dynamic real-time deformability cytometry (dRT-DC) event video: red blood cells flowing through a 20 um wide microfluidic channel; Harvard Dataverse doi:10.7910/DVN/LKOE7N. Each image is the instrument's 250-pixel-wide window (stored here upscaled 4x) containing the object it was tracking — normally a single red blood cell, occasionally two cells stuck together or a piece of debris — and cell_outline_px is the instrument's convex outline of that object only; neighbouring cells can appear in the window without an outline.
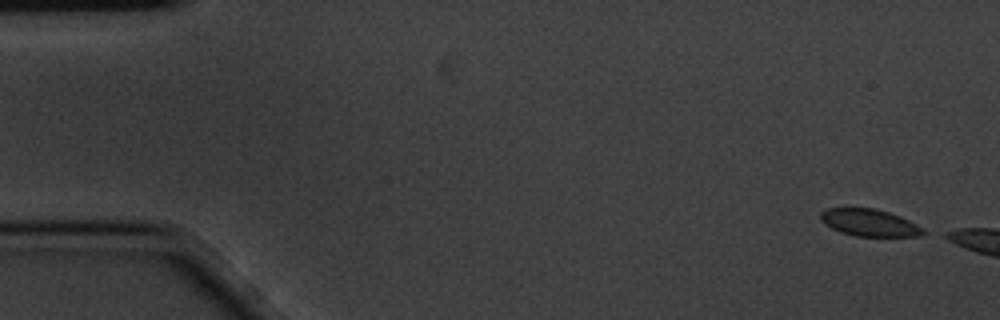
{"species": "common noctule bat (a hibernating species)", "species_latin": "Nyctalus noctula", "temperature_condition": "cold", "stored_images_in_passage": 4, "camera_frame_rate_fps": 3000, "um_per_image_px": 0.085, "animal": {"sex": "male", "body_mass_g": 20.1, "forearm_length_mm": 53.5}, "frame": {"image": 1, "passage_image": 1, "time_ms": 0.0, "image_size_px": [1000, 320], "cell_outline_px": [[932, 232], [924, 236], [856, 236], [840, 232], [824, 224], [820, 220], [820, 212], [828, 208], [872, 208], [888, 212], [900, 216]], "centroid_in_image_um": [73.95, 18.94], "position_along_channel_um": 11.0, "area_um2": 16.42}}